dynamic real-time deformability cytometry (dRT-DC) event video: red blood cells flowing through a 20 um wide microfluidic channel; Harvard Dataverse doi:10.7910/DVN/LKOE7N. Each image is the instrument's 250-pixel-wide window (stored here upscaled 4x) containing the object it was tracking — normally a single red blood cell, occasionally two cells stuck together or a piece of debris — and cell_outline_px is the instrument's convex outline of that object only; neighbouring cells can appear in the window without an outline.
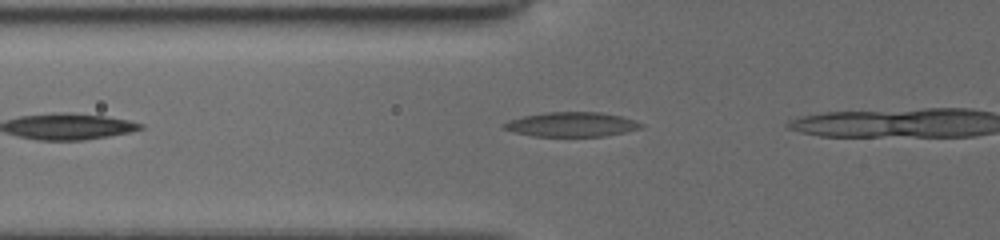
{"species": "common noctule bat (a hibernating species)", "species_latin": "Nyctalus noctula", "temperature_condition": "cold", "stored_images_in_passage": 7, "camera_frame_rate_fps": 3000, "um_per_image_px": 0.085, "animal": {"sex": "female", "body_mass_g": 19.5, "forearm_length_mm": 54.1}, "frame": {"image": 1, "passage_image": 2, "time_ms": 0.333, "image_size_px": [1000, 240], "cell_outline_px": [[644, 124], [640, 128], [624, 132], [604, 136], [532, 136], [516, 132], [504, 128], [504, 124], [508, 120], [524, 116], [548, 112], [600, 112], [620, 116]], "centroid_in_image_um": [48.58, 10.57], "position_along_channel_um": 77.2, "area_um2": 19.25}}
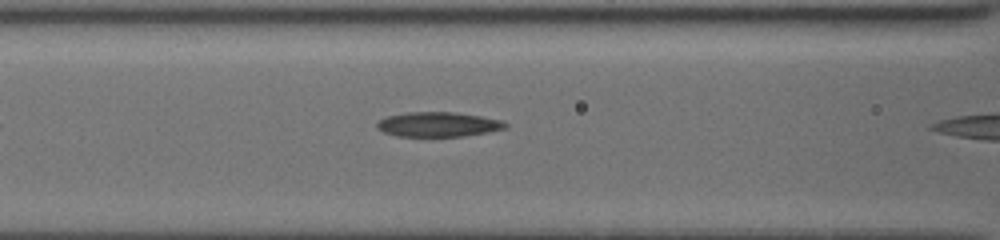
{"frame": {"image": 2, "passage_image": 6, "time_ms": 1.667, "image_size_px": [1000, 240], "cell_outline_px": [[508, 128], [488, 132], [464, 136], [396, 136], [384, 132], [376, 128], [376, 124], [380, 120], [388, 116], [408, 112], [456, 112], [480, 116], [500, 120], [508, 124]], "centroid_in_image_um": [37.26, 10.57], "position_along_channel_um": 129.3, "area_um2": 18.44}}